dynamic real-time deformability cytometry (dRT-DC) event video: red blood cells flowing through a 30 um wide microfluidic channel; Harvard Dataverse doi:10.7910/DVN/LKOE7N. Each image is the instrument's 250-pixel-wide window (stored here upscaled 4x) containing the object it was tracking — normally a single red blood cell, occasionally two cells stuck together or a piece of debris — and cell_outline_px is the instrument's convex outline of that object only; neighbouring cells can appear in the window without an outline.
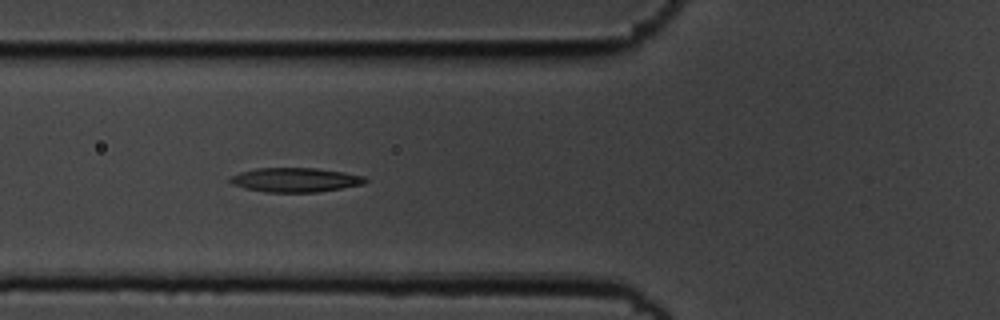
{"species": "common noctule bat (a hibernating species)", "species_latin": "Nyctalus noctula", "temperature_condition": "cold", "stored_images_in_passage": 55, "camera_frame_rate_fps": 3000, "um_per_image_px": 0.085, "animal": {"sex": "male", "body_mass_g": 19.5, "forearm_length_mm": 54.6}, "frame": {"image": 1, "passage_image": 20, "time_ms": 6.333, "image_size_px": [1000, 320], "cell_outline_px": [[368, 180], [364, 184], [316, 192], [264, 192], [244, 188], [232, 184], [228, 180], [228, 176], [240, 172], [256, 168], [316, 168], [344, 172], [364, 176]], "centroid_in_image_um": [25.05, 15.28], "position_along_channel_um": 100.7, "area_um2": 19.19}}
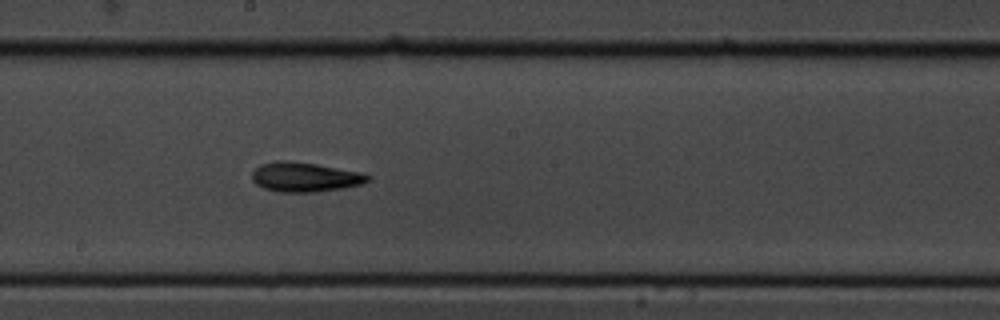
{"frame": {"image": 2, "passage_image": 30, "time_ms": 9.667, "image_size_px": [1000, 320], "cell_outline_px": [[372, 176], [368, 180], [360, 184], [344, 188], [312, 192], [280, 192], [264, 188], [256, 184], [252, 180], [252, 172], [260, 164], [276, 160], [288, 160], [316, 164], [360, 172]], "centroid_in_image_um": [25.88, 15.04], "position_along_channel_um": 222.3, "area_um2": 19.88}}
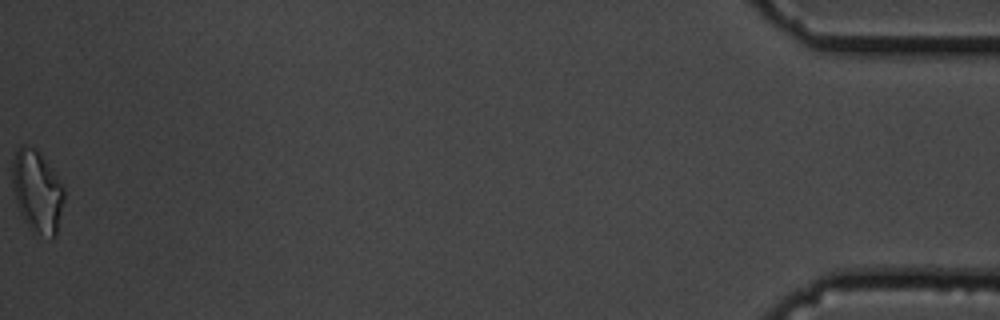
{"frame": {"image": 3, "passage_image": 55, "time_ms": 18.0, "image_size_px": [1000, 320], "cell_outline_px": [[64, 200], [56, 236], [52, 240], [32, 232], [28, 228], [20, 212], [12, 188], [12, 160], [16, 148], [24, 144], [36, 148], [52, 168], [64, 188]], "centroid_in_image_um": [3.15, 16.28], "position_along_channel_um": 432.0, "area_um2": 25.26}, "authors_computed_cell_mechanics": {"area_um2": 19.0162, "velocity_mm_per_s": 3.6398, "shape_relaxation_time_tau1_ms": 3.6577, "shape_relaxation_time_tau2_ms": null, "deformation_change_tau1": 0.1349, "deformation_change_tau2": null}}